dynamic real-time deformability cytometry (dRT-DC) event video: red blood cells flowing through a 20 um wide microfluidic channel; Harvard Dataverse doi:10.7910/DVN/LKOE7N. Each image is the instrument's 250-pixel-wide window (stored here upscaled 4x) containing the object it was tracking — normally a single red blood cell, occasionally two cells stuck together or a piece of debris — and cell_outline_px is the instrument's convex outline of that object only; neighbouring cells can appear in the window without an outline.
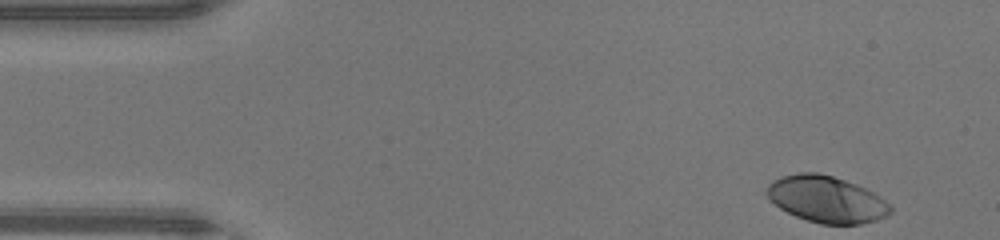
{"species": "human", "species_latin": "Homo sapiens", "temperature_condition": "warm", "stored_images_in_passage": 44, "camera_frame_rate_fps": 3000, "um_per_image_px": 0.085, "donor": {"sex": "male"}, "frame": {"image": 1, "passage_image": 1, "time_ms": 0.0, "image_size_px": [1000, 240], "cell_outline_px": [[892, 212], [876, 220], [860, 224], [820, 224], [796, 216], [780, 208], [764, 192], [768, 184], [772, 180], [780, 176], [796, 172], [816, 172], [832, 176], [856, 184], [880, 196], [892, 204]], "centroid_in_image_um": [70.25, 16.93], "position_along_channel_um": 14.8, "area_um2": 33.58}}
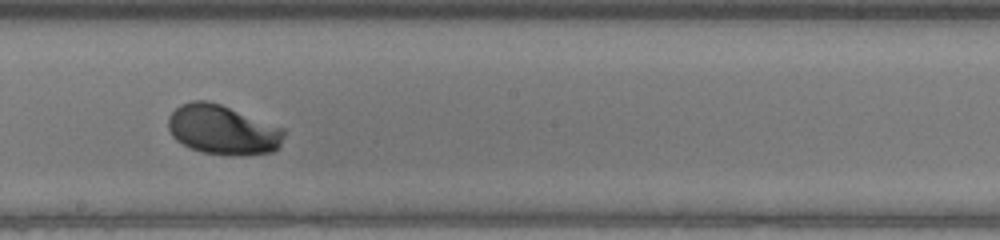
{"frame": {"image": 2, "passage_image": 23, "time_ms": 7.333, "image_size_px": [1000, 240], "cell_outline_px": [[284, 136], [280, 148], [272, 152], [240, 156], [232, 156], [204, 152], [192, 148], [176, 140], [172, 136], [168, 128], [168, 116], [180, 104], [192, 100], [208, 100], [220, 104], [284, 128]], "centroid_in_image_um": [18.94, 11.04], "position_along_channel_um": 229.3, "area_um2": 33.58}}
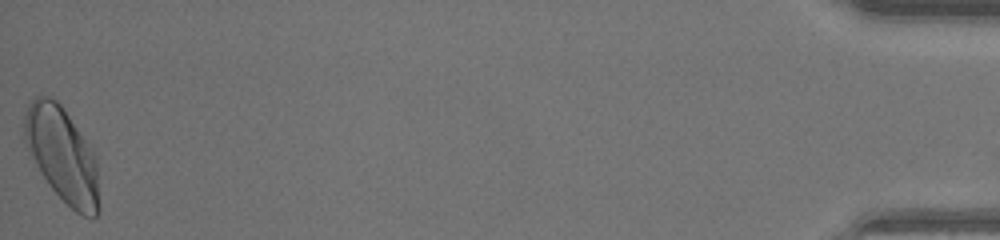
{"frame": {"image": 3, "passage_image": 44, "time_ms": 14.333, "image_size_px": [1000, 240], "cell_outline_px": [[100, 212], [92, 220], [76, 212], [52, 188], [28, 152], [24, 144], [24, 112], [28, 104], [40, 92], [56, 100], [64, 108], [96, 156], [100, 208]], "centroid_in_image_um": [5.29, 13.14], "position_along_channel_um": 429.9, "area_um2": 41.38}, "authors_computed_cell_mechanics": {"area_um2": 33.0038, "velocity_mm_per_s": 4.4138, "shape_relaxation_time_tau1_ms": 1.9494, "shape_relaxation_time_tau2_ms": null, "deformation_change_tau1": 0.1401, "deformation_change_tau2": null}}